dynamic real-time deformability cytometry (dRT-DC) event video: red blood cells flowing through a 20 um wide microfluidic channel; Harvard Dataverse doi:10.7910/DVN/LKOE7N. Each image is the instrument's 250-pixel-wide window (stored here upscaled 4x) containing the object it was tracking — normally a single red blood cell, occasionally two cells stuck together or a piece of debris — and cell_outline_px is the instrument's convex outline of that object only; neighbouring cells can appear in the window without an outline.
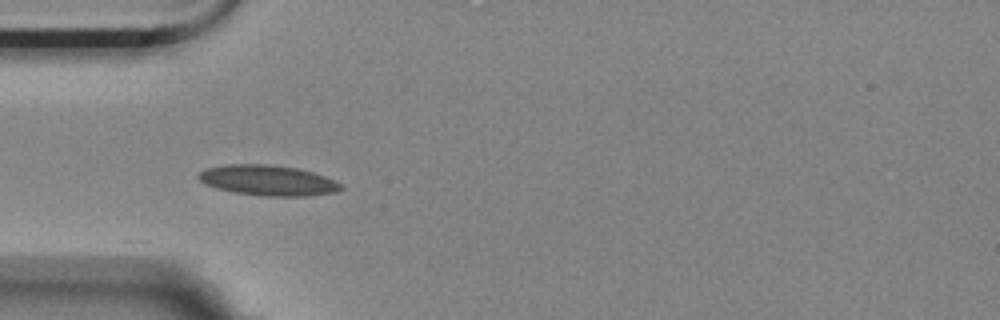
{"species": "Egyptian fruit bat (a non-hibernating species)", "species_latin": "Rousettus aegyptiacus", "temperature_condition": "room temperature", "stored_images_in_passage": 5, "camera_frame_rate_fps": 3000, "um_per_image_px": 0.085, "animal": {"sex": "female"}, "frame": {"image": 1, "passage_image": 5, "time_ms": 1.333, "image_size_px": [1000, 320], "cell_outline_px": [[344, 188], [336, 192], [304, 196], [260, 196], [232, 192], [216, 188], [204, 184], [196, 176], [204, 168], [224, 164], [268, 164], [296, 168], [312, 172], [324, 176], [340, 184]], "centroid_in_image_um": [22.7, 15.33], "position_along_channel_um": 62.3, "area_um2": 25.32}}